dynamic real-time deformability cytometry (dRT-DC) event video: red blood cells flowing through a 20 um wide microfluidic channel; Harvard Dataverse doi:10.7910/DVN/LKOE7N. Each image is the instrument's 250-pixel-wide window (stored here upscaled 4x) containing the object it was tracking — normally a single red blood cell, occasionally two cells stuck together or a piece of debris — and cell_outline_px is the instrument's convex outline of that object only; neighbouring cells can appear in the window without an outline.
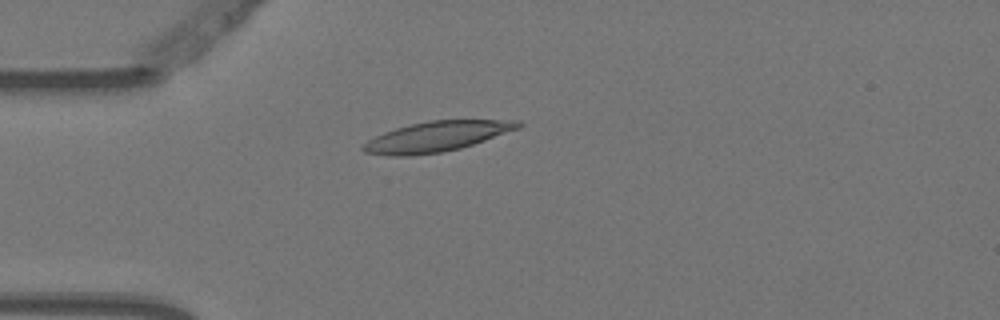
{"species": "Egyptian fruit bat (a non-hibernating species)", "species_latin": "Rousettus aegyptiacus", "temperature_condition": "warm", "stored_images_in_passage": 3, "camera_frame_rate_fps": 3000, "um_per_image_px": 0.085, "animal": {"sex": "female"}, "frame": {"image": 1, "passage_image": 3, "time_ms": 0.667, "image_size_px": [1000, 320], "cell_outline_px": [[524, 124], [520, 128], [460, 148], [440, 152], [412, 156], [388, 156], [364, 152], [360, 148], [368, 140], [384, 132], [396, 128], [412, 124], [432, 120], [520, 120]], "centroid_in_image_um": [37.11, 11.6], "position_along_channel_um": 47.9, "area_um2": 27.05}}